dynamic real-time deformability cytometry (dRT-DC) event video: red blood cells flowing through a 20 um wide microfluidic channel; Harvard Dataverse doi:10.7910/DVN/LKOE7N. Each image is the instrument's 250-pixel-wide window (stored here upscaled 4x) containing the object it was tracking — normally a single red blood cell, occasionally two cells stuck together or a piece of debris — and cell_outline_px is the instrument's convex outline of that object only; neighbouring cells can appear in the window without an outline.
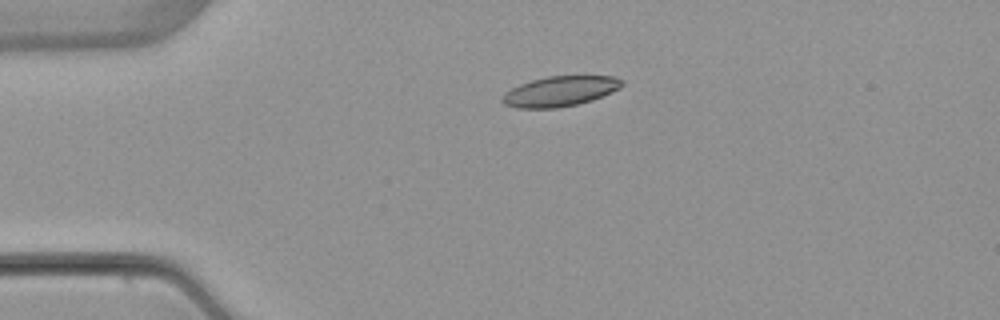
{"species": "common noctule bat (a hibernating species)", "species_latin": "Nyctalus noctula", "temperature_condition": "warm", "stored_images_in_passage": 5, "camera_frame_rate_fps": 3000, "um_per_image_px": 0.085, "animal": {"sex": "female", "body_mass_g": 22.7, "forearm_length_mm": 54.2}, "frame": {"image": 1, "passage_image": 4, "time_ms": 3.667, "image_size_px": [1000, 320], "cell_outline_px": [[624, 84], [620, 88], [592, 100], [576, 104], [556, 108], [516, 108], [504, 104], [500, 100], [504, 92], [520, 84], [532, 80], [548, 76], [616, 76], [624, 80]], "centroid_in_image_um": [47.59, 7.75], "position_along_channel_um": 37.4, "area_um2": 21.04}}